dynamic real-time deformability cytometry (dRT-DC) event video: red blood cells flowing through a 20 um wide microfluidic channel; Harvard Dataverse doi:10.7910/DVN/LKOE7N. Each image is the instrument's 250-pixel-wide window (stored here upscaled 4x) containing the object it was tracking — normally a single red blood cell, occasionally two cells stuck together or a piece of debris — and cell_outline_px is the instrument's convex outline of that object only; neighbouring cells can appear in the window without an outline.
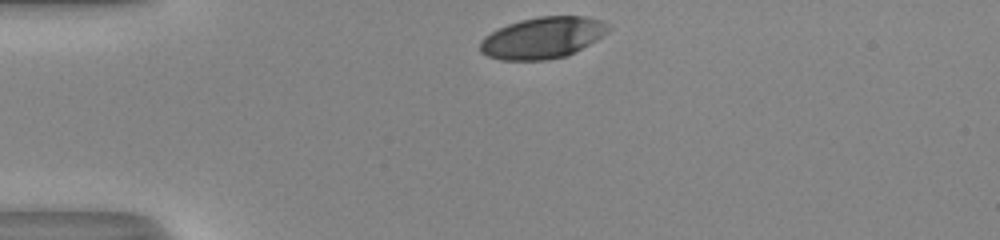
{"species": "human", "species_latin": "Homo sapiens", "temperature_condition": "room temperature", "stored_images_in_passage": 30, "camera_frame_rate_fps": 3000, "um_per_image_px": 0.085, "donor": {"sex": "male"}, "frame": {"image": 1, "passage_image": 1, "time_ms": 0.0, "image_size_px": [1000, 240], "cell_outline_px": [[608, 32], [596, 40], [568, 56], [548, 60], [500, 60], [488, 56], [480, 52], [480, 40], [484, 36], [508, 24], [520, 20], [540, 16], [584, 16], [600, 20], [608, 24]], "centroid_in_image_um": [46.11, 3.22], "position_along_channel_um": 38.9, "area_um2": 30.92}}
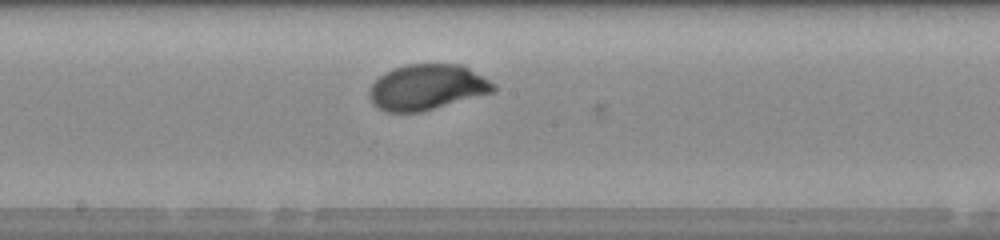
{"frame": {"image": 2, "passage_image": 17, "time_ms": 5.333, "image_size_px": [1000, 240], "cell_outline_px": [[496, 92], [420, 112], [388, 112], [372, 104], [368, 96], [368, 92], [372, 84], [384, 72], [392, 68], [408, 64], [464, 64], [496, 84]], "centroid_in_image_um": [36.32, 7.4], "position_along_channel_um": 211.9, "area_um2": 33.29}}
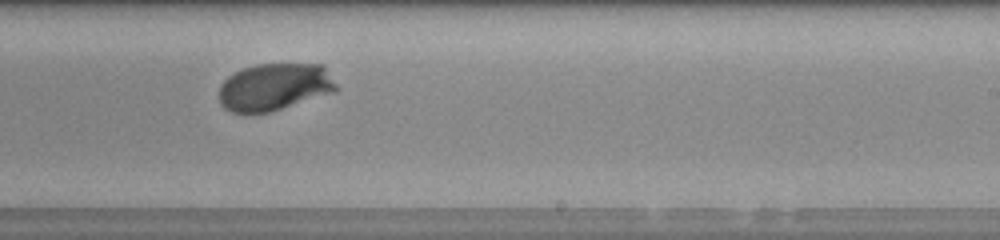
{"frame": {"image": 3, "passage_image": 21, "time_ms": 6.667, "image_size_px": [1000, 240], "cell_outline_px": [[340, 88], [336, 92], [268, 112], [232, 112], [224, 108], [220, 104], [220, 84], [228, 76], [244, 68], [256, 64], [324, 64]], "centroid_in_image_um": [23.38, 7.37], "position_along_channel_um": 265.6, "area_um2": 32.37}, "authors_computed_cell_mechanics": {"area_um2": 32.3969, "velocity_mm_per_s": 4.0506, "shape_relaxation_time_tau1_ms": 1.9771, "shape_relaxation_time_tau2_ms": null, "deformation_change_tau1": 0.1422, "deformation_change_tau2": null}}